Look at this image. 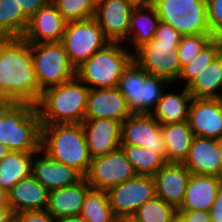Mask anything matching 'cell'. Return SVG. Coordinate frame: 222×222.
<instances>
[{"label": "cell", "instance_id": "cell-3", "mask_svg": "<svg viewBox=\"0 0 222 222\" xmlns=\"http://www.w3.org/2000/svg\"><path fill=\"white\" fill-rule=\"evenodd\" d=\"M90 88L76 76L41 92L35 104L41 124L82 123Z\"/></svg>", "mask_w": 222, "mask_h": 222}, {"label": "cell", "instance_id": "cell-17", "mask_svg": "<svg viewBox=\"0 0 222 222\" xmlns=\"http://www.w3.org/2000/svg\"><path fill=\"white\" fill-rule=\"evenodd\" d=\"M66 24L55 4L48 2L29 19L22 38L28 43L60 42Z\"/></svg>", "mask_w": 222, "mask_h": 222}, {"label": "cell", "instance_id": "cell-12", "mask_svg": "<svg viewBox=\"0 0 222 222\" xmlns=\"http://www.w3.org/2000/svg\"><path fill=\"white\" fill-rule=\"evenodd\" d=\"M107 192L116 217L134 215L140 206L156 196L153 176L144 175L114 185Z\"/></svg>", "mask_w": 222, "mask_h": 222}, {"label": "cell", "instance_id": "cell-36", "mask_svg": "<svg viewBox=\"0 0 222 222\" xmlns=\"http://www.w3.org/2000/svg\"><path fill=\"white\" fill-rule=\"evenodd\" d=\"M211 33L182 35L178 45V55L182 68L193 61L202 48L213 38Z\"/></svg>", "mask_w": 222, "mask_h": 222}, {"label": "cell", "instance_id": "cell-1", "mask_svg": "<svg viewBox=\"0 0 222 222\" xmlns=\"http://www.w3.org/2000/svg\"><path fill=\"white\" fill-rule=\"evenodd\" d=\"M0 97L34 105L39 100L29 43L23 38H0Z\"/></svg>", "mask_w": 222, "mask_h": 222}, {"label": "cell", "instance_id": "cell-24", "mask_svg": "<svg viewBox=\"0 0 222 222\" xmlns=\"http://www.w3.org/2000/svg\"><path fill=\"white\" fill-rule=\"evenodd\" d=\"M221 185V177L191 173L187 183L184 201L178 210L210 211Z\"/></svg>", "mask_w": 222, "mask_h": 222}, {"label": "cell", "instance_id": "cell-25", "mask_svg": "<svg viewBox=\"0 0 222 222\" xmlns=\"http://www.w3.org/2000/svg\"><path fill=\"white\" fill-rule=\"evenodd\" d=\"M160 22L157 11L151 3L138 4L133 8L130 15L128 41L130 40L134 52L155 36Z\"/></svg>", "mask_w": 222, "mask_h": 222}, {"label": "cell", "instance_id": "cell-5", "mask_svg": "<svg viewBox=\"0 0 222 222\" xmlns=\"http://www.w3.org/2000/svg\"><path fill=\"white\" fill-rule=\"evenodd\" d=\"M120 42H110L75 68V76L90 89L117 87L133 53Z\"/></svg>", "mask_w": 222, "mask_h": 222}, {"label": "cell", "instance_id": "cell-26", "mask_svg": "<svg viewBox=\"0 0 222 222\" xmlns=\"http://www.w3.org/2000/svg\"><path fill=\"white\" fill-rule=\"evenodd\" d=\"M161 131L164 135L166 162L182 163L194 138L188 121L161 124Z\"/></svg>", "mask_w": 222, "mask_h": 222}, {"label": "cell", "instance_id": "cell-15", "mask_svg": "<svg viewBox=\"0 0 222 222\" xmlns=\"http://www.w3.org/2000/svg\"><path fill=\"white\" fill-rule=\"evenodd\" d=\"M132 114L117 87L90 89L84 119H113L122 123Z\"/></svg>", "mask_w": 222, "mask_h": 222}, {"label": "cell", "instance_id": "cell-32", "mask_svg": "<svg viewBox=\"0 0 222 222\" xmlns=\"http://www.w3.org/2000/svg\"><path fill=\"white\" fill-rule=\"evenodd\" d=\"M120 148L138 175L153 176L167 163L160 154L143 147L121 144Z\"/></svg>", "mask_w": 222, "mask_h": 222}, {"label": "cell", "instance_id": "cell-7", "mask_svg": "<svg viewBox=\"0 0 222 222\" xmlns=\"http://www.w3.org/2000/svg\"><path fill=\"white\" fill-rule=\"evenodd\" d=\"M167 85H171L168 80L150 75L133 60L123 71L117 88L125 96L132 113L151 114Z\"/></svg>", "mask_w": 222, "mask_h": 222}, {"label": "cell", "instance_id": "cell-18", "mask_svg": "<svg viewBox=\"0 0 222 222\" xmlns=\"http://www.w3.org/2000/svg\"><path fill=\"white\" fill-rule=\"evenodd\" d=\"M82 126L92 158L106 155L120 148L121 121L113 119H84Z\"/></svg>", "mask_w": 222, "mask_h": 222}, {"label": "cell", "instance_id": "cell-27", "mask_svg": "<svg viewBox=\"0 0 222 222\" xmlns=\"http://www.w3.org/2000/svg\"><path fill=\"white\" fill-rule=\"evenodd\" d=\"M35 152L9 151L0 160V189L6 194L23 178L32 174Z\"/></svg>", "mask_w": 222, "mask_h": 222}, {"label": "cell", "instance_id": "cell-39", "mask_svg": "<svg viewBox=\"0 0 222 222\" xmlns=\"http://www.w3.org/2000/svg\"><path fill=\"white\" fill-rule=\"evenodd\" d=\"M179 222H211L210 211L178 210Z\"/></svg>", "mask_w": 222, "mask_h": 222}, {"label": "cell", "instance_id": "cell-2", "mask_svg": "<svg viewBox=\"0 0 222 222\" xmlns=\"http://www.w3.org/2000/svg\"><path fill=\"white\" fill-rule=\"evenodd\" d=\"M40 149L83 177L89 170L92 157L82 123L41 124Z\"/></svg>", "mask_w": 222, "mask_h": 222}, {"label": "cell", "instance_id": "cell-30", "mask_svg": "<svg viewBox=\"0 0 222 222\" xmlns=\"http://www.w3.org/2000/svg\"><path fill=\"white\" fill-rule=\"evenodd\" d=\"M28 22L16 0H0V38H22Z\"/></svg>", "mask_w": 222, "mask_h": 222}, {"label": "cell", "instance_id": "cell-16", "mask_svg": "<svg viewBox=\"0 0 222 222\" xmlns=\"http://www.w3.org/2000/svg\"><path fill=\"white\" fill-rule=\"evenodd\" d=\"M187 121L194 136L217 139L222 134V102L217 98H192Z\"/></svg>", "mask_w": 222, "mask_h": 222}, {"label": "cell", "instance_id": "cell-10", "mask_svg": "<svg viewBox=\"0 0 222 222\" xmlns=\"http://www.w3.org/2000/svg\"><path fill=\"white\" fill-rule=\"evenodd\" d=\"M62 44L70 63L76 68L111 41L94 18L67 22Z\"/></svg>", "mask_w": 222, "mask_h": 222}, {"label": "cell", "instance_id": "cell-51", "mask_svg": "<svg viewBox=\"0 0 222 222\" xmlns=\"http://www.w3.org/2000/svg\"><path fill=\"white\" fill-rule=\"evenodd\" d=\"M221 92V93H220ZM217 99L220 100L222 102V81H221V87L217 96Z\"/></svg>", "mask_w": 222, "mask_h": 222}, {"label": "cell", "instance_id": "cell-41", "mask_svg": "<svg viewBox=\"0 0 222 222\" xmlns=\"http://www.w3.org/2000/svg\"><path fill=\"white\" fill-rule=\"evenodd\" d=\"M211 222H222V185L218 189L216 200L210 209Z\"/></svg>", "mask_w": 222, "mask_h": 222}, {"label": "cell", "instance_id": "cell-47", "mask_svg": "<svg viewBox=\"0 0 222 222\" xmlns=\"http://www.w3.org/2000/svg\"><path fill=\"white\" fill-rule=\"evenodd\" d=\"M9 151L10 150L5 145L0 143V160L4 158L9 153Z\"/></svg>", "mask_w": 222, "mask_h": 222}, {"label": "cell", "instance_id": "cell-14", "mask_svg": "<svg viewBox=\"0 0 222 222\" xmlns=\"http://www.w3.org/2000/svg\"><path fill=\"white\" fill-rule=\"evenodd\" d=\"M136 4L131 0H100L96 3L94 19L111 42L128 39L130 15Z\"/></svg>", "mask_w": 222, "mask_h": 222}, {"label": "cell", "instance_id": "cell-37", "mask_svg": "<svg viewBox=\"0 0 222 222\" xmlns=\"http://www.w3.org/2000/svg\"><path fill=\"white\" fill-rule=\"evenodd\" d=\"M208 23L214 37H222V0H206Z\"/></svg>", "mask_w": 222, "mask_h": 222}, {"label": "cell", "instance_id": "cell-29", "mask_svg": "<svg viewBox=\"0 0 222 222\" xmlns=\"http://www.w3.org/2000/svg\"><path fill=\"white\" fill-rule=\"evenodd\" d=\"M222 81V52L187 87L192 98H217Z\"/></svg>", "mask_w": 222, "mask_h": 222}, {"label": "cell", "instance_id": "cell-28", "mask_svg": "<svg viewBox=\"0 0 222 222\" xmlns=\"http://www.w3.org/2000/svg\"><path fill=\"white\" fill-rule=\"evenodd\" d=\"M192 100V95L188 88H184L179 94H174L172 91L162 94L158 101L155 111L151 115L160 124L182 123L188 120L189 105Z\"/></svg>", "mask_w": 222, "mask_h": 222}, {"label": "cell", "instance_id": "cell-43", "mask_svg": "<svg viewBox=\"0 0 222 222\" xmlns=\"http://www.w3.org/2000/svg\"><path fill=\"white\" fill-rule=\"evenodd\" d=\"M12 215L8 204H0V222H4L8 217Z\"/></svg>", "mask_w": 222, "mask_h": 222}, {"label": "cell", "instance_id": "cell-46", "mask_svg": "<svg viewBox=\"0 0 222 222\" xmlns=\"http://www.w3.org/2000/svg\"><path fill=\"white\" fill-rule=\"evenodd\" d=\"M217 145L220 152V161H221V178H222V134L216 139Z\"/></svg>", "mask_w": 222, "mask_h": 222}, {"label": "cell", "instance_id": "cell-50", "mask_svg": "<svg viewBox=\"0 0 222 222\" xmlns=\"http://www.w3.org/2000/svg\"><path fill=\"white\" fill-rule=\"evenodd\" d=\"M133 1L136 5L138 4H150L152 0H131Z\"/></svg>", "mask_w": 222, "mask_h": 222}, {"label": "cell", "instance_id": "cell-13", "mask_svg": "<svg viewBox=\"0 0 222 222\" xmlns=\"http://www.w3.org/2000/svg\"><path fill=\"white\" fill-rule=\"evenodd\" d=\"M121 144L146 148L166 160L161 124L151 114L132 113L122 123Z\"/></svg>", "mask_w": 222, "mask_h": 222}, {"label": "cell", "instance_id": "cell-48", "mask_svg": "<svg viewBox=\"0 0 222 222\" xmlns=\"http://www.w3.org/2000/svg\"><path fill=\"white\" fill-rule=\"evenodd\" d=\"M0 204H8L7 203V194L0 189Z\"/></svg>", "mask_w": 222, "mask_h": 222}, {"label": "cell", "instance_id": "cell-19", "mask_svg": "<svg viewBox=\"0 0 222 222\" xmlns=\"http://www.w3.org/2000/svg\"><path fill=\"white\" fill-rule=\"evenodd\" d=\"M190 176L191 172L182 163L167 162L153 175L156 196L178 210Z\"/></svg>", "mask_w": 222, "mask_h": 222}, {"label": "cell", "instance_id": "cell-21", "mask_svg": "<svg viewBox=\"0 0 222 222\" xmlns=\"http://www.w3.org/2000/svg\"><path fill=\"white\" fill-rule=\"evenodd\" d=\"M182 164L192 174L221 177L220 152L216 139L194 136Z\"/></svg>", "mask_w": 222, "mask_h": 222}, {"label": "cell", "instance_id": "cell-40", "mask_svg": "<svg viewBox=\"0 0 222 222\" xmlns=\"http://www.w3.org/2000/svg\"><path fill=\"white\" fill-rule=\"evenodd\" d=\"M18 7L30 19L40 8L45 6L49 0H16Z\"/></svg>", "mask_w": 222, "mask_h": 222}, {"label": "cell", "instance_id": "cell-23", "mask_svg": "<svg viewBox=\"0 0 222 222\" xmlns=\"http://www.w3.org/2000/svg\"><path fill=\"white\" fill-rule=\"evenodd\" d=\"M91 188L83 177L74 185L50 190L46 210L54 219L80 215L85 196Z\"/></svg>", "mask_w": 222, "mask_h": 222}, {"label": "cell", "instance_id": "cell-31", "mask_svg": "<svg viewBox=\"0 0 222 222\" xmlns=\"http://www.w3.org/2000/svg\"><path fill=\"white\" fill-rule=\"evenodd\" d=\"M80 215L86 222H115L107 190L91 188L85 196Z\"/></svg>", "mask_w": 222, "mask_h": 222}, {"label": "cell", "instance_id": "cell-35", "mask_svg": "<svg viewBox=\"0 0 222 222\" xmlns=\"http://www.w3.org/2000/svg\"><path fill=\"white\" fill-rule=\"evenodd\" d=\"M67 22L94 18L96 3L93 0H53Z\"/></svg>", "mask_w": 222, "mask_h": 222}, {"label": "cell", "instance_id": "cell-49", "mask_svg": "<svg viewBox=\"0 0 222 222\" xmlns=\"http://www.w3.org/2000/svg\"><path fill=\"white\" fill-rule=\"evenodd\" d=\"M4 222H19V221H18V217L16 216V214H12Z\"/></svg>", "mask_w": 222, "mask_h": 222}, {"label": "cell", "instance_id": "cell-11", "mask_svg": "<svg viewBox=\"0 0 222 222\" xmlns=\"http://www.w3.org/2000/svg\"><path fill=\"white\" fill-rule=\"evenodd\" d=\"M137 175L123 150L118 148L106 155L92 158L84 178L92 188L108 190L110 187L133 179Z\"/></svg>", "mask_w": 222, "mask_h": 222}, {"label": "cell", "instance_id": "cell-22", "mask_svg": "<svg viewBox=\"0 0 222 222\" xmlns=\"http://www.w3.org/2000/svg\"><path fill=\"white\" fill-rule=\"evenodd\" d=\"M48 197L49 190L31 174L18 181L7 193V203L12 214L46 210Z\"/></svg>", "mask_w": 222, "mask_h": 222}, {"label": "cell", "instance_id": "cell-8", "mask_svg": "<svg viewBox=\"0 0 222 222\" xmlns=\"http://www.w3.org/2000/svg\"><path fill=\"white\" fill-rule=\"evenodd\" d=\"M36 79L41 92L63 84L75 77V67L70 63L62 42L29 43Z\"/></svg>", "mask_w": 222, "mask_h": 222}, {"label": "cell", "instance_id": "cell-6", "mask_svg": "<svg viewBox=\"0 0 222 222\" xmlns=\"http://www.w3.org/2000/svg\"><path fill=\"white\" fill-rule=\"evenodd\" d=\"M41 123L32 103H16L0 122V143L10 151L37 152L40 149Z\"/></svg>", "mask_w": 222, "mask_h": 222}, {"label": "cell", "instance_id": "cell-33", "mask_svg": "<svg viewBox=\"0 0 222 222\" xmlns=\"http://www.w3.org/2000/svg\"><path fill=\"white\" fill-rule=\"evenodd\" d=\"M221 52L222 37H213L195 59L182 68L178 79L186 80L185 87L187 88Z\"/></svg>", "mask_w": 222, "mask_h": 222}, {"label": "cell", "instance_id": "cell-45", "mask_svg": "<svg viewBox=\"0 0 222 222\" xmlns=\"http://www.w3.org/2000/svg\"><path fill=\"white\" fill-rule=\"evenodd\" d=\"M115 222H140L134 215H122L115 219Z\"/></svg>", "mask_w": 222, "mask_h": 222}, {"label": "cell", "instance_id": "cell-20", "mask_svg": "<svg viewBox=\"0 0 222 222\" xmlns=\"http://www.w3.org/2000/svg\"><path fill=\"white\" fill-rule=\"evenodd\" d=\"M40 153L43 156L40 157ZM34 157L32 175L49 191L74 185L83 178L74 168L50 158L41 149L34 153Z\"/></svg>", "mask_w": 222, "mask_h": 222}, {"label": "cell", "instance_id": "cell-4", "mask_svg": "<svg viewBox=\"0 0 222 222\" xmlns=\"http://www.w3.org/2000/svg\"><path fill=\"white\" fill-rule=\"evenodd\" d=\"M181 37L171 25L160 22L155 36L134 52L133 60L150 75L174 83L181 73L178 55Z\"/></svg>", "mask_w": 222, "mask_h": 222}, {"label": "cell", "instance_id": "cell-34", "mask_svg": "<svg viewBox=\"0 0 222 222\" xmlns=\"http://www.w3.org/2000/svg\"><path fill=\"white\" fill-rule=\"evenodd\" d=\"M134 216L140 222H176L178 210L158 196L140 206Z\"/></svg>", "mask_w": 222, "mask_h": 222}, {"label": "cell", "instance_id": "cell-38", "mask_svg": "<svg viewBox=\"0 0 222 222\" xmlns=\"http://www.w3.org/2000/svg\"><path fill=\"white\" fill-rule=\"evenodd\" d=\"M16 216L19 222H55L47 210L19 212Z\"/></svg>", "mask_w": 222, "mask_h": 222}, {"label": "cell", "instance_id": "cell-42", "mask_svg": "<svg viewBox=\"0 0 222 222\" xmlns=\"http://www.w3.org/2000/svg\"><path fill=\"white\" fill-rule=\"evenodd\" d=\"M15 100L0 97V122L3 120L5 114L16 104Z\"/></svg>", "mask_w": 222, "mask_h": 222}, {"label": "cell", "instance_id": "cell-9", "mask_svg": "<svg viewBox=\"0 0 222 222\" xmlns=\"http://www.w3.org/2000/svg\"><path fill=\"white\" fill-rule=\"evenodd\" d=\"M160 21L182 35L211 33L206 0H152Z\"/></svg>", "mask_w": 222, "mask_h": 222}, {"label": "cell", "instance_id": "cell-44", "mask_svg": "<svg viewBox=\"0 0 222 222\" xmlns=\"http://www.w3.org/2000/svg\"><path fill=\"white\" fill-rule=\"evenodd\" d=\"M55 222H86L81 215L66 216L55 219Z\"/></svg>", "mask_w": 222, "mask_h": 222}]
</instances>
